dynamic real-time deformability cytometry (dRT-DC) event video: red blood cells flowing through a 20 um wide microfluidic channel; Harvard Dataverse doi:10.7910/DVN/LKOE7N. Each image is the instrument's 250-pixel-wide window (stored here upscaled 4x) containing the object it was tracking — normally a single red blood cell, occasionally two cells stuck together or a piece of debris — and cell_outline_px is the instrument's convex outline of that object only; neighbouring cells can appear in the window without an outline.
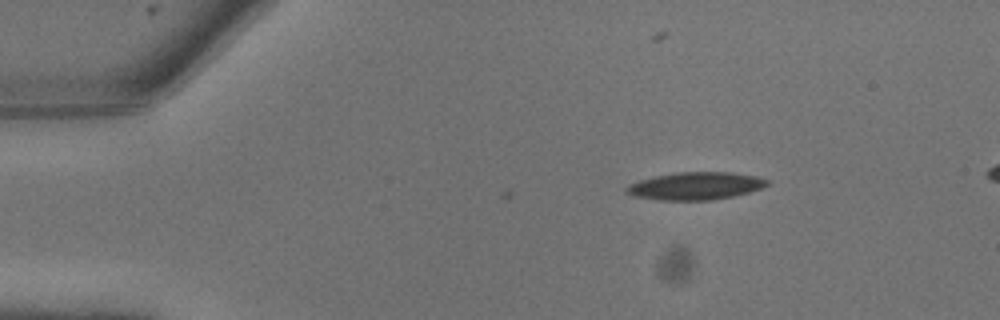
{"species": "common noctule bat (a hibernating species)", "species_latin": "Nyctalus noctula", "temperature_condition": "warm", "stored_images_in_passage": 2, "camera_frame_rate_fps": 3000, "um_per_image_px": 0.085, "animal": {"sex": "male", "body_mass_g": 13.3}, "frame": {"image": 1, "passage_image": 2, "time_ms": 0.333, "image_size_px": [1000, 320], "cell_outline_px": [[772, 180], [768, 184], [760, 188], [748, 192], [732, 196], [712, 200], [660, 200], [632, 196], [624, 192], [624, 188], [628, 184], [640, 180], [656, 176], [676, 172], [732, 172], [756, 176]], "centroid_in_image_um": [59.09, 15.8], "position_along_channel_um": 25.9, "area_um2": 22.72}}